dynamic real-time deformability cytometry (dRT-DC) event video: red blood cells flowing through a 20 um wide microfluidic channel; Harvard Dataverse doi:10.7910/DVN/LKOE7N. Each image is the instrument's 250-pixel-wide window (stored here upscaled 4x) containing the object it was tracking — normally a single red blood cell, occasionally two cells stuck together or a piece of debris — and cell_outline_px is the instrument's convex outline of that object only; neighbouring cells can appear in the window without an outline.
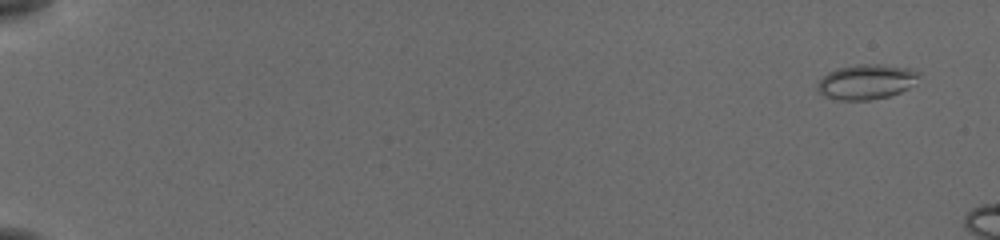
{"species": "common noctule bat (a hibernating species)", "species_latin": "Nyctalus noctula", "temperature_condition": "cold", "stored_images_in_passage": 7, "camera_frame_rate_fps": 3000, "um_per_image_px": 0.085, "animal": {"sex": "female", "body_mass_g": 19.5, "forearm_length_mm": 54.1}, "frame": {"image": 1, "passage_image": 2, "time_ms": 0.333, "image_size_px": [1000, 240], "cell_outline_px": [[920, 72], [908, 88], [900, 92], [888, 96], [868, 100], [836, 100], [824, 96], [816, 92], [816, 84], [828, 72], [836, 68], [856, 64], [880, 64], [912, 68]], "centroid_in_image_um": [73.57, 6.95], "position_along_channel_um": 11.4, "area_um2": 20.75}}